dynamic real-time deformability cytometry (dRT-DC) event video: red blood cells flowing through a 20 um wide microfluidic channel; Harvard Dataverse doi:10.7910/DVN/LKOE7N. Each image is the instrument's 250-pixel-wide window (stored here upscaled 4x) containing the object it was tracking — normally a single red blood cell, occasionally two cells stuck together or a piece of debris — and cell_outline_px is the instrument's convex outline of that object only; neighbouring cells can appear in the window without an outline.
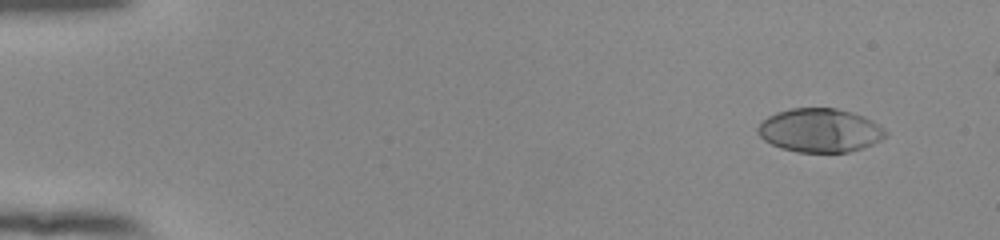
{"species": "human", "species_latin": "Homo sapiens", "temperature_condition": "room temperature", "stored_images_in_passage": 51, "camera_frame_rate_fps": 3000, "um_per_image_px": 0.085, "donor": {"sex": "female"}, "frame": {"image": 1, "passage_image": 1, "time_ms": 0.0, "image_size_px": [1000, 240], "cell_outline_px": [[888, 136], [872, 144], [848, 152], [796, 152], [780, 148], [764, 140], [756, 132], [756, 128], [768, 116], [776, 112], [792, 108], [836, 108], [864, 116], [872, 120], [884, 128], [888, 132]], "centroid_in_image_um": [69.69, 11.08], "position_along_channel_um": 15.3, "area_um2": 32.6}}
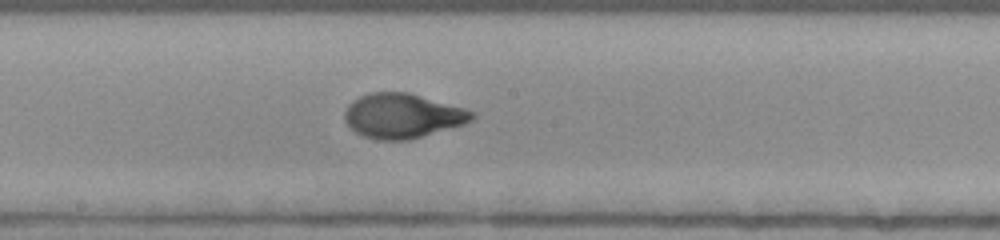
{"frame": {"image": 2, "passage_image": 27, "time_ms": 8.667, "image_size_px": [1000, 240], "cell_outline_px": [[476, 116], [472, 120], [464, 124], [408, 140], [380, 140], [364, 136], [356, 132], [344, 120], [344, 112], [348, 104], [352, 100], [368, 92], [408, 92], [464, 108], [476, 112]], "centroid_in_image_um": [34.2, 9.83], "position_along_channel_um": 214.0, "area_um2": 33.06}}
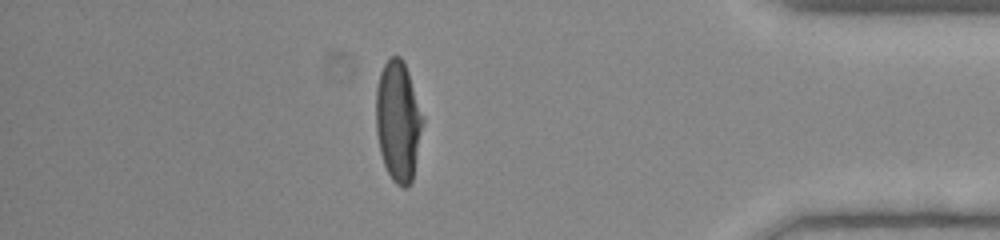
{"frame": {"image": 3, "passage_image": 44, "time_ms": 14.333, "image_size_px": [1000, 240], "cell_outline_px": [[424, 120], [412, 180], [404, 188], [396, 184], [392, 180], [384, 164], [380, 152], [376, 132], [376, 88], [380, 72], [384, 64], [392, 56], [400, 56], [404, 60], [424, 116]], "centroid_in_image_um": [33.84, 10.27], "position_along_channel_um": 401.4, "area_um2": 32.89}, "authors_computed_cell_mechanics": {"area_um2": 32.5414, "velocity_mm_per_s": 3.8715, "shape_relaxation_time_tau1_ms": 3.2295, "shape_relaxation_time_tau2_ms": null, "deformation_change_tau1": 0.2227, "deformation_change_tau2": null}}